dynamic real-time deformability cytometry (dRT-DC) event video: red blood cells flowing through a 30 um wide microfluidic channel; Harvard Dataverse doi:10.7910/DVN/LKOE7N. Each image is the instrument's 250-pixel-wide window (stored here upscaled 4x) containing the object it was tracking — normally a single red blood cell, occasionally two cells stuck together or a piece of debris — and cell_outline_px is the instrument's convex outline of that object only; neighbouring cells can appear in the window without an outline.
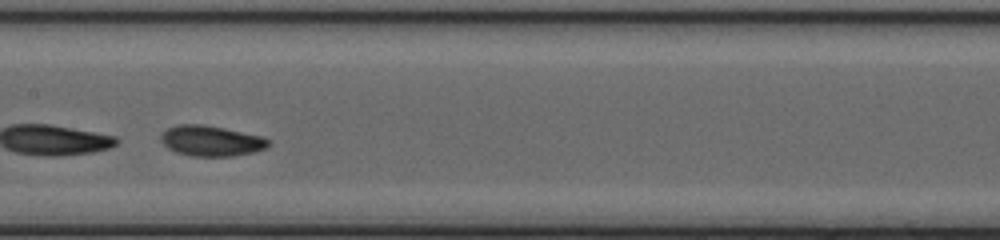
{"species": "common noctule bat (a hibernating species)", "species_latin": "Nyctalus noctula", "temperature_condition": "cold", "stored_images_in_passage": 40, "segment_of_instrument_passage": [2, 2], "camera_frame_rate_fps": 3000, "um_per_image_px": 0.085, "animal": {"sex": "female", "body_mass_g": 20.0, "forearm_length_mm": 54.0}, "frame": {"image": 1, "passage_image": 18, "time_ms": 5.667, "image_size_px": [1000, 240], "cell_outline_px": [[268, 144], [264, 148], [252, 152], [232, 156], [192, 156], [176, 152], [168, 148], [160, 140], [160, 136], [168, 128], [180, 124], [204, 124], [264, 136], [268, 140]], "centroid_in_image_um": [17.93, 11.96], "position_along_channel_um": 189.5, "area_um2": 18.96}}
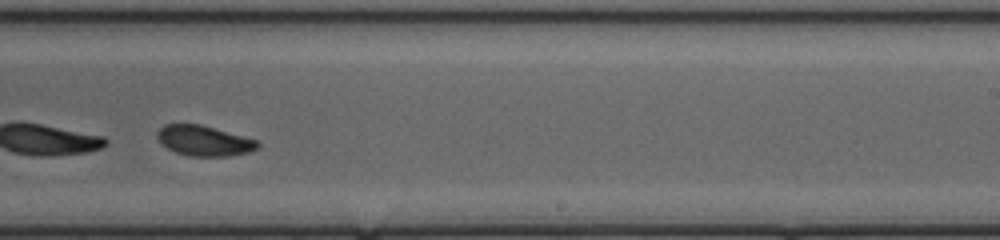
{"frame": {"image": 2, "passage_image": 24, "time_ms": 7.667, "image_size_px": [1000, 240], "cell_outline_px": [[260, 148], [248, 152], [228, 156], [192, 156], [176, 152], [160, 144], [156, 136], [156, 132], [164, 124], [200, 124], [256, 140], [260, 144]], "centroid_in_image_um": [17.31, 11.96], "position_along_channel_um": 271.7, "area_um2": 17.63}}
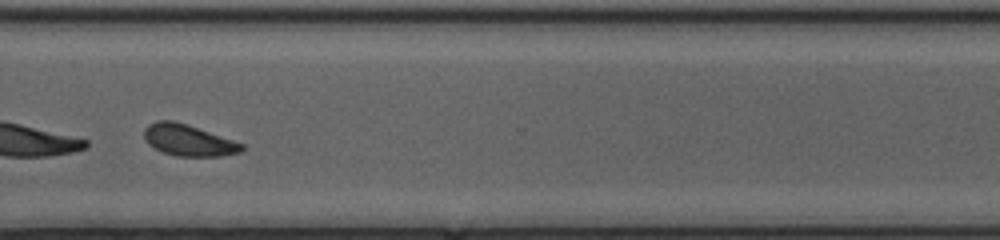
{"frame": {"image": 3, "passage_image": 30, "time_ms": 9.667, "image_size_px": [1000, 240], "cell_outline_px": [[244, 148], [240, 152], [224, 156], [176, 156], [164, 152], [148, 144], [144, 140], [144, 128], [148, 124], [156, 120], [172, 120], [188, 124], [244, 144]], "centroid_in_image_um": [16.0, 11.91], "position_along_channel_um": 354.6, "area_um2": 17.92}}